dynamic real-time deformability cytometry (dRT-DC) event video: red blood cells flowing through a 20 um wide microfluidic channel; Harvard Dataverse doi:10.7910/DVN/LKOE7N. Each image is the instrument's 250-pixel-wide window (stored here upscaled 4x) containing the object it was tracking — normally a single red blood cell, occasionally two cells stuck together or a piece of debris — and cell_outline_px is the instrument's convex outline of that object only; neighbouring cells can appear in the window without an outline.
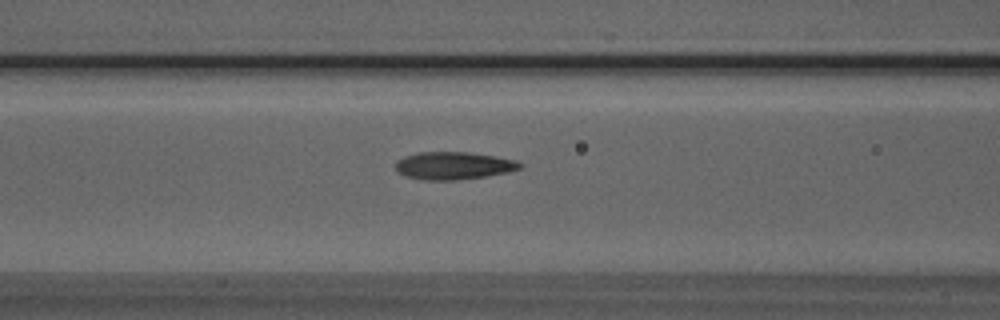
{"species": "Egyptian fruit bat (a non-hibernating species)", "species_latin": "Rousettus aegyptiacus", "temperature_condition": "room temperature", "stored_images_in_passage": 35, "camera_frame_rate_fps": 3000, "um_per_image_px": 0.085, "animal": {"sex": "male"}, "frame": {"image": 1, "passage_image": 11, "time_ms": 3.333, "image_size_px": [1000, 320], "cell_outline_px": [[524, 164], [520, 168], [504, 172], [484, 176], [452, 180], [424, 180], [404, 176], [396, 168], [396, 160], [404, 156], [416, 152], [468, 152], [496, 156], [516, 160]], "centroid_in_image_um": [38.52, 14.06], "position_along_channel_um": 128.1, "area_um2": 19.88}}
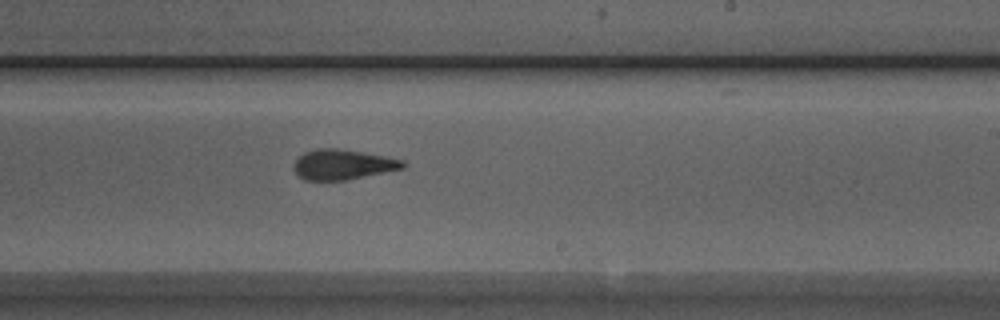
{"frame": {"image": 2, "passage_image": 21, "time_ms": 6.667, "image_size_px": [1000, 320], "cell_outline_px": [[408, 164], [404, 168], [344, 180], [304, 180], [292, 168], [292, 164], [304, 152], [316, 148], [336, 148], [388, 156], [404, 160]], "centroid_in_image_um": [29.14, 13.97], "position_along_channel_um": 259.9, "area_um2": 19.19}}
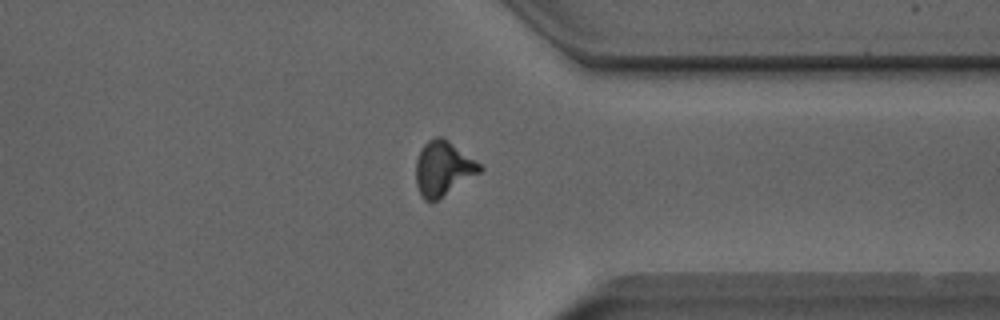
{"frame": {"image": 3, "passage_image": 30, "time_ms": 9.667, "image_size_px": [1000, 320], "cell_outline_px": [[484, 168], [480, 172], [436, 200], [424, 200], [420, 196], [416, 184], [416, 160], [424, 144], [428, 140], [436, 136], [444, 136], [480, 164]], "centroid_in_image_um": [37.64, 14.29], "position_along_channel_um": 373.8, "area_um2": 20.06}, "authors_computed_cell_mechanics": {"area_um2": 19.5942, "velocity_mm_per_s": 3.965, "shape_relaxation_time_tau1_ms": 8.6893, "shape_relaxation_time_tau2_ms": 1.8901, "deformation_change_tau1": 0.2142, "deformation_change_tau2": 0.1017}}